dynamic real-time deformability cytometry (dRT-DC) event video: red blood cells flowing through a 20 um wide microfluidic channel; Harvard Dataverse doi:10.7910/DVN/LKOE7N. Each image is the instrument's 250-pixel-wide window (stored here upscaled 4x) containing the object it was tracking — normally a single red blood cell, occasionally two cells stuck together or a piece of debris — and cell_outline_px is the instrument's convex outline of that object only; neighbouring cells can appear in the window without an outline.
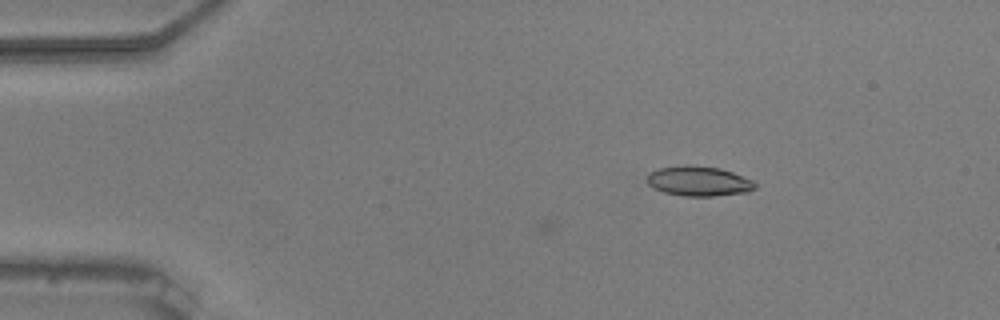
{"species": "common noctule bat (a hibernating species)", "species_latin": "Nyctalus noctula", "temperature_condition": "warm", "stored_images_in_passage": 14, "camera_frame_rate_fps": 3000, "um_per_image_px": 0.085, "animal": {"sex": "male", "body_mass_g": 20.5, "forearm_length_mm": 52.5}, "frame": {"image": 1, "passage_image": 14, "time_ms": 4.333, "image_size_px": [1000, 320], "cell_outline_px": [[756, 188], [748, 192], [712, 196], [684, 196], [664, 192], [652, 188], [644, 180], [648, 172], [660, 168], [684, 164], [688, 164], [720, 168], [732, 172], [752, 180], [756, 184]], "centroid_in_image_um": [59.34, 15.39], "position_along_channel_um": 25.7, "area_um2": 19.07}}